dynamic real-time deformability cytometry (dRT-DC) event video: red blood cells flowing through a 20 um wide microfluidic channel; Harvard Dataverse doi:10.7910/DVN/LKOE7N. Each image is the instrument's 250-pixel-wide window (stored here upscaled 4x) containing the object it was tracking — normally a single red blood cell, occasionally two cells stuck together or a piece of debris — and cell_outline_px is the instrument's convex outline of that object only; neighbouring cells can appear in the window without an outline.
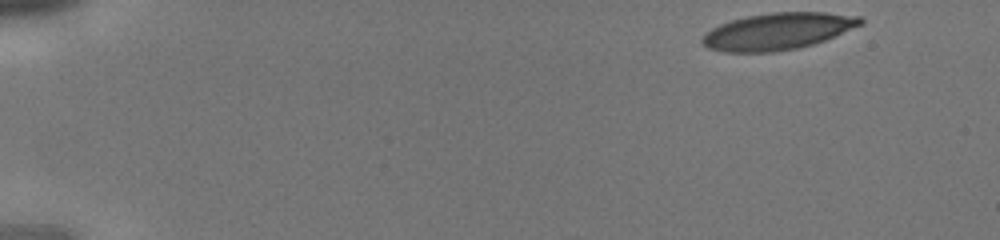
{"species": "human", "species_latin": "Homo sapiens", "temperature_condition": "cold", "stored_images_in_passage": 39, "camera_frame_rate_fps": 3000, "um_per_image_px": 0.085, "donor": {"sex": "male"}, "frame": {"image": 1, "passage_image": 1, "time_ms": 0.0, "image_size_px": [1000, 240], "cell_outline_px": [[864, 24], [824, 40], [812, 44], [796, 48], [772, 52], [724, 52], [708, 48], [700, 40], [712, 28], [720, 24], [732, 20], [748, 16], [772, 12], [824, 12], [860, 16], [864, 20]], "centroid_in_image_um": [66.14, 2.65], "position_along_channel_um": 18.9, "area_um2": 33.7}}
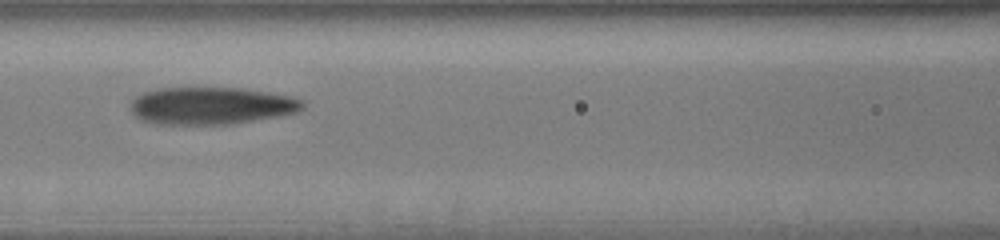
{"frame": {"image": 2, "passage_image": 17, "time_ms": 5.333, "image_size_px": [1000, 240], "cell_outline_px": [[304, 108], [296, 112], [280, 116], [228, 124], [156, 124], [140, 120], [132, 112], [132, 100], [136, 96], [144, 92], [160, 88], [244, 88], [292, 96], [304, 100]], "centroid_in_image_um": [17.98, 8.98], "position_along_channel_um": 148.6, "area_um2": 37.45}}
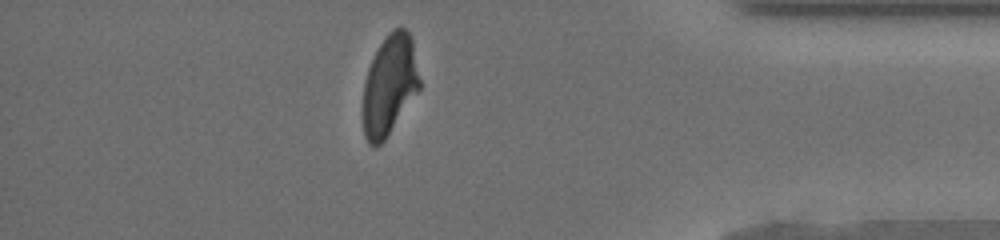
{"frame": {"image": 3, "passage_image": 34, "time_ms": 11.0, "image_size_px": [1000, 240], "cell_outline_px": [[420, 88], [384, 140], [376, 148], [372, 148], [368, 144], [364, 136], [364, 84], [368, 68], [380, 44], [388, 32], [396, 28], [404, 28], [408, 32], [412, 40], [420, 80]], "centroid_in_image_um": [33.1, 7.25], "position_along_channel_um": 402.1, "area_um2": 32.54}}